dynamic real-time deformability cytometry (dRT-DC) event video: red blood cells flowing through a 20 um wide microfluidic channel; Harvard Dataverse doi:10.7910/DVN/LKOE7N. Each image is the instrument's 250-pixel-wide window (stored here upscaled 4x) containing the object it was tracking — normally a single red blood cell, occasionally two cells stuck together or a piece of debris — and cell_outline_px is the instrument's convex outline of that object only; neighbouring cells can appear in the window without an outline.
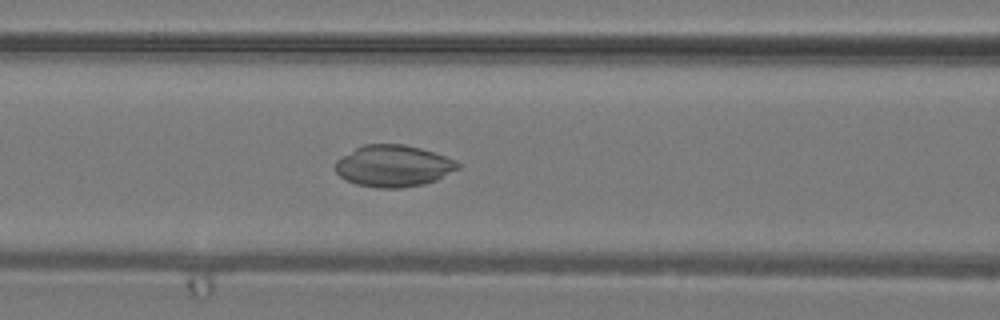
{"species": "common noctule bat (a hibernating species)", "species_latin": "Nyctalus noctula", "temperature_condition": "warm", "stored_images_in_passage": 31, "camera_frame_rate_fps": 3000, "um_per_image_px": 0.085, "animal": {"sex": "male", "body_mass_g": 19.2, "forearm_length_mm": 51.8}, "frame": {"image": 1, "passage_image": 13, "time_ms": 4.0, "image_size_px": [1000, 320], "cell_outline_px": [[460, 168], [436, 180], [424, 184], [400, 188], [376, 188], [356, 184], [344, 180], [332, 168], [336, 160], [356, 148], [364, 144], [404, 144], [420, 148], [456, 160], [460, 164]], "centroid_in_image_um": [33.4, 14.11], "position_along_channel_um": 133.2, "area_um2": 29.88}}
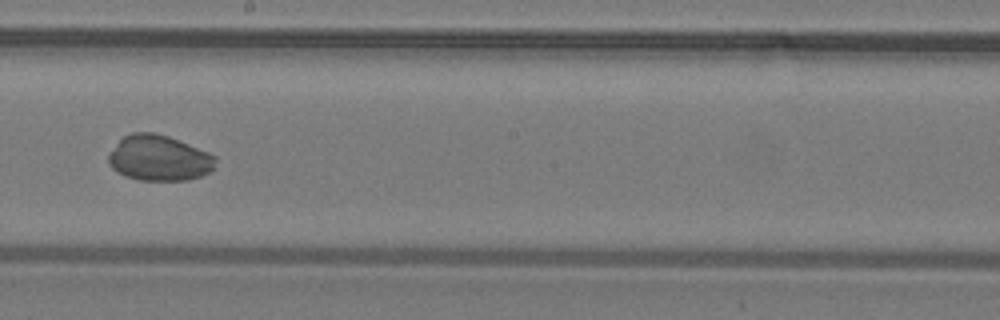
{"frame": {"image": 2, "passage_image": 19, "time_ms": 6.0, "image_size_px": [1000, 320], "cell_outline_px": [[216, 160], [212, 168], [208, 172], [200, 176], [188, 180], [140, 180], [124, 176], [112, 168], [108, 164], [108, 152], [124, 136], [132, 132], [152, 132], [168, 136], [208, 152], [216, 156]], "centroid_in_image_um": [13.48, 13.43], "position_along_channel_um": 234.7, "area_um2": 28.38}}
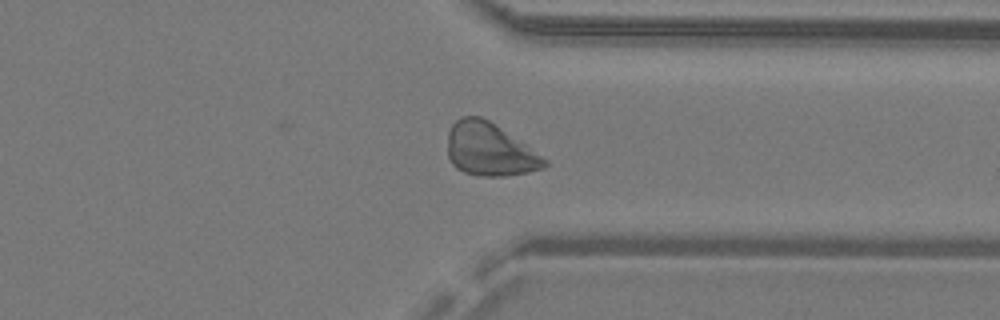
{"frame": {"image": 3, "passage_image": 27, "time_ms": 8.667, "image_size_px": [1000, 320], "cell_outline_px": [[548, 164], [544, 168], [528, 172], [504, 176], [480, 176], [464, 172], [456, 168], [452, 164], [448, 156], [448, 132], [452, 124], [460, 116], [480, 116], [488, 120], [548, 160]], "centroid_in_image_um": [41.58, 12.72], "position_along_channel_um": 369.8, "area_um2": 29.59}}